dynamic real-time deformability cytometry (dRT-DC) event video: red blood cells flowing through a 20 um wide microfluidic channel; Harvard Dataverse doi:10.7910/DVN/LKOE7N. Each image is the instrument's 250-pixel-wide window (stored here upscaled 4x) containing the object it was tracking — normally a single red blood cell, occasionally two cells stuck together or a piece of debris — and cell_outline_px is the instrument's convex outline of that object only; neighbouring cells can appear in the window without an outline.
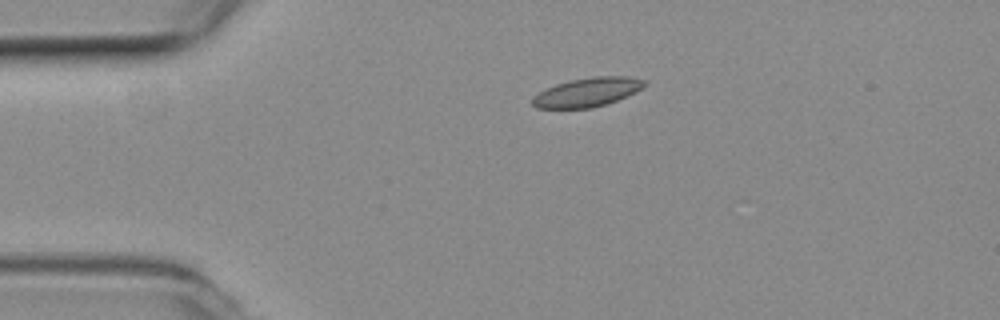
{"species": "common noctule bat (a hibernating species)", "species_latin": "Nyctalus noctula", "temperature_condition": "room temperature", "stored_images_in_passage": 12, "camera_frame_rate_fps": 3000, "um_per_image_px": 0.085, "animal": {"sex": "female", "body_mass_g": 19.3, "forearm_length_mm": 54.1}, "frame": {"image": 1, "passage_image": 1, "time_ms": 0.0, "image_size_px": [1000, 320], "cell_outline_px": [[648, 84], [616, 100], [592, 108], [536, 108], [532, 104], [532, 96], [556, 84], [568, 80], [592, 76], [628, 76], [644, 80]], "centroid_in_image_um": [49.88, 7.82], "position_along_channel_um": 35.1, "area_um2": 18.67}}
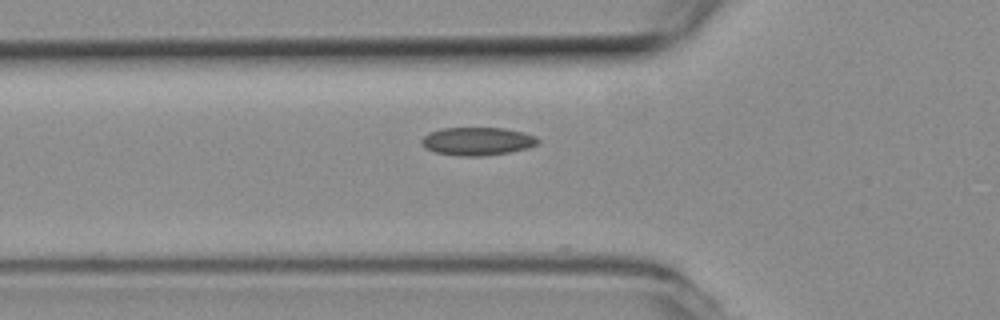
{"frame": {"image": 2, "passage_image": 8, "time_ms": 2.333, "image_size_px": [1000, 320], "cell_outline_px": [[540, 144], [528, 148], [508, 152], [484, 156], [456, 156], [436, 152], [424, 148], [420, 140], [428, 132], [440, 128], [504, 128], [536, 136], [540, 140]], "centroid_in_image_um": [40.56, 12.01], "position_along_channel_um": 85.2, "area_um2": 19.19}}
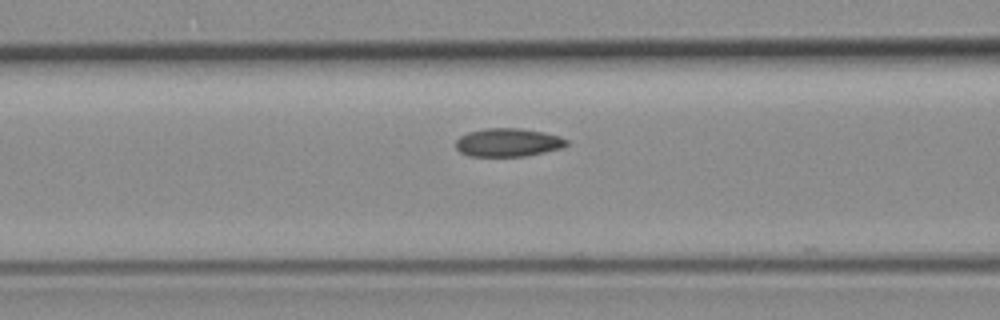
{"frame": {"image": 3, "passage_image": 11, "time_ms": 3.333, "image_size_px": [1000, 320], "cell_outline_px": [[568, 144], [560, 148], [544, 152], [524, 156], [468, 156], [460, 152], [456, 148], [456, 140], [460, 136], [468, 132], [484, 128], [520, 128], [544, 132], [560, 136], [568, 140]], "centroid_in_image_um": [43.17, 12.1], "position_along_channel_um": 123.4, "area_um2": 18.32}}